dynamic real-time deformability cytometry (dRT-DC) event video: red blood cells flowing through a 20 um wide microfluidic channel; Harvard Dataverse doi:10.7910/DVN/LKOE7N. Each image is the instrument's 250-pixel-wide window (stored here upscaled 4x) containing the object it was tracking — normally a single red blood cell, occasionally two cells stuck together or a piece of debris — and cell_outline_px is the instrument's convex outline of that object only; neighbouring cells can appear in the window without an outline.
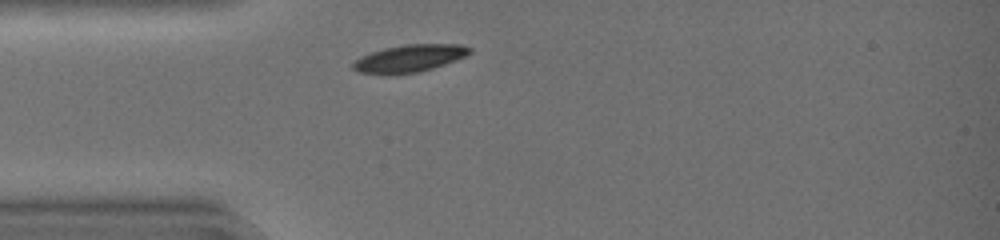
{"species": "common noctule bat (a hibernating species)", "species_latin": "Nyctalus noctula", "temperature_condition": "warm", "stored_images_in_passage": 22, "camera_frame_rate_fps": 3000, "um_per_image_px": 0.085, "animal": {"sex": "female", "body_mass_g": 19.0, "forearm_length_mm": 51.5}, "frame": {"image": 1, "passage_image": 1, "time_ms": 0.0, "image_size_px": [1000, 240], "cell_outline_px": [[472, 52], [456, 60], [420, 72], [388, 76], [380, 76], [356, 72], [352, 68], [352, 64], [360, 56], [384, 48], [404, 44], [460, 44], [472, 48]], "centroid_in_image_um": [34.74, 4.99], "position_along_channel_um": 50.3, "area_um2": 19.07}}
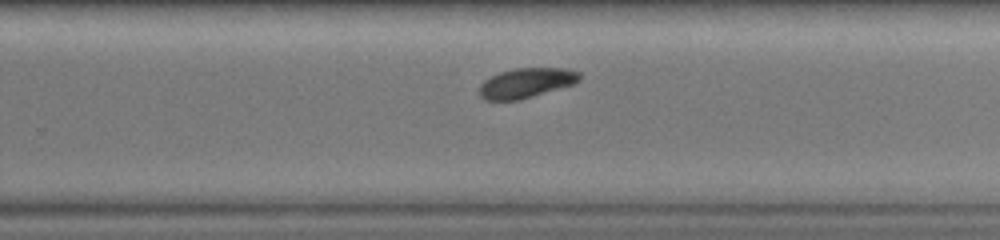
{"frame": {"image": 2, "passage_image": 18, "time_ms": 5.667, "image_size_px": [1000, 240], "cell_outline_px": [[580, 80], [572, 84], [520, 100], [484, 100], [480, 96], [480, 84], [484, 80], [500, 72], [516, 68], [564, 68], [580, 72]], "centroid_in_image_um": [44.71, 7.05], "position_along_channel_um": 285.1, "area_um2": 17.22}}
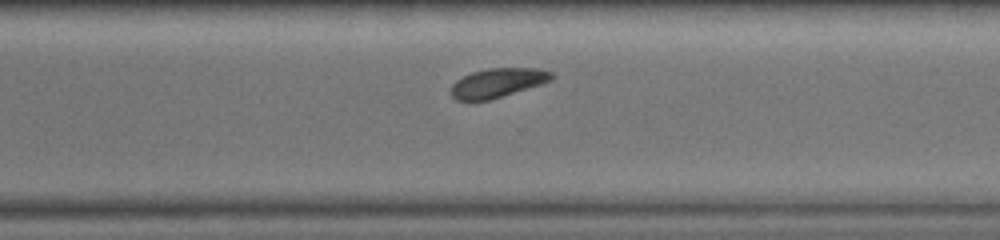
{"frame": {"image": 3, "passage_image": 21, "time_ms": 6.667, "image_size_px": [1000, 240], "cell_outline_px": [[556, 76], [552, 80], [492, 100], [456, 100], [452, 96], [452, 84], [456, 80], [472, 72], [488, 68], [540, 68], [552, 72]], "centroid_in_image_um": [42.33, 7.03], "position_along_channel_um": 328.3, "area_um2": 17.11}}